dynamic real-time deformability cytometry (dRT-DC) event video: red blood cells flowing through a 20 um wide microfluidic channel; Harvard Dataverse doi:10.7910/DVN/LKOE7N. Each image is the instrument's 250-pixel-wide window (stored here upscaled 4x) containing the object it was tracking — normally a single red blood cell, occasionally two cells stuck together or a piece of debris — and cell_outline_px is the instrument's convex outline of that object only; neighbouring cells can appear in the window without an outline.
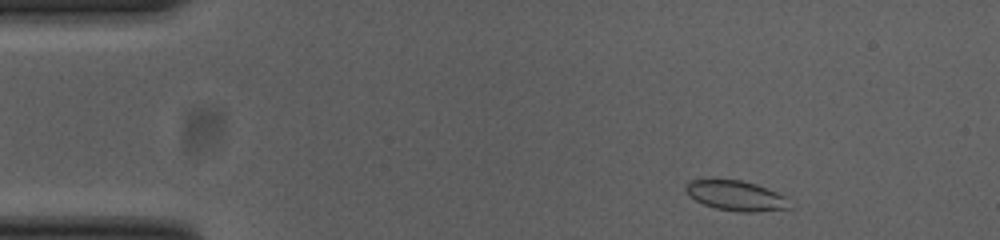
{"species": "common noctule bat (a hibernating species)", "species_latin": "Nyctalus noctula", "temperature_condition": "cold", "stored_images_in_passage": 51, "camera_frame_rate_fps": 3000, "um_per_image_px": 0.085, "animal": {"sex": "female", "body_mass_g": 23.0, "forearm_length_mm": 53.4}, "frame": {"image": 1, "passage_image": 3, "time_ms": 0.667, "image_size_px": [1000, 240], "cell_outline_px": [[792, 208], [752, 212], [740, 212], [716, 208], [704, 204], [688, 196], [684, 188], [692, 180], [740, 180], [756, 184], [788, 196]], "centroid_in_image_um": [62.62, 16.64], "position_along_channel_um": 22.4, "area_um2": 18.15}}
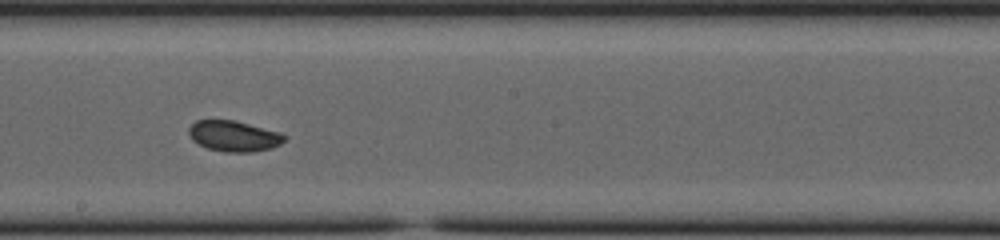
{"frame": {"image": 2, "passage_image": 26, "time_ms": 8.333, "image_size_px": [1000, 240], "cell_outline_px": [[288, 136], [280, 144], [272, 148], [252, 152], [224, 152], [208, 148], [192, 140], [188, 132], [188, 128], [196, 120], [232, 120], [280, 132]], "centroid_in_image_um": [19.88, 11.57], "position_along_channel_um": 228.3, "area_um2": 17.05}}
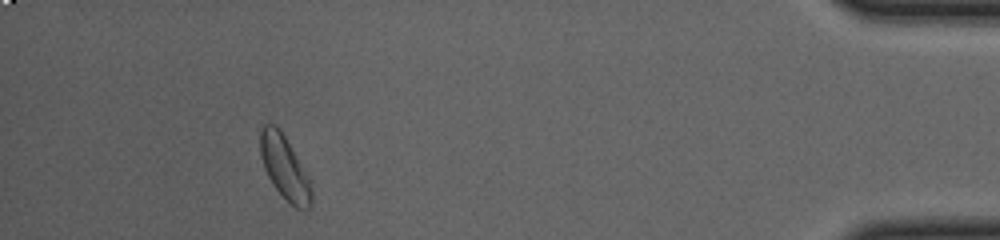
{"frame": {"image": 3, "passage_image": 46, "time_ms": 15.0, "image_size_px": [1000, 240], "cell_outline_px": [[312, 200], [308, 208], [296, 208], [272, 184], [264, 168], [260, 156], [260, 128], [264, 124], [276, 124], [280, 128], [308, 176], [312, 188]], "centroid_in_image_um": [24.17, 14.19], "position_along_channel_um": 411.0, "area_um2": 18.73}, "authors_computed_cell_mechanics": {"area_um2": 17.4556, "velocity_mm_per_s": 3.6763, "shape_relaxation_time_tau1_ms": 4.3189, "shape_relaxation_time_tau2_ms": null, "deformation_change_tau1": 0.0758, "deformation_change_tau2": null}}